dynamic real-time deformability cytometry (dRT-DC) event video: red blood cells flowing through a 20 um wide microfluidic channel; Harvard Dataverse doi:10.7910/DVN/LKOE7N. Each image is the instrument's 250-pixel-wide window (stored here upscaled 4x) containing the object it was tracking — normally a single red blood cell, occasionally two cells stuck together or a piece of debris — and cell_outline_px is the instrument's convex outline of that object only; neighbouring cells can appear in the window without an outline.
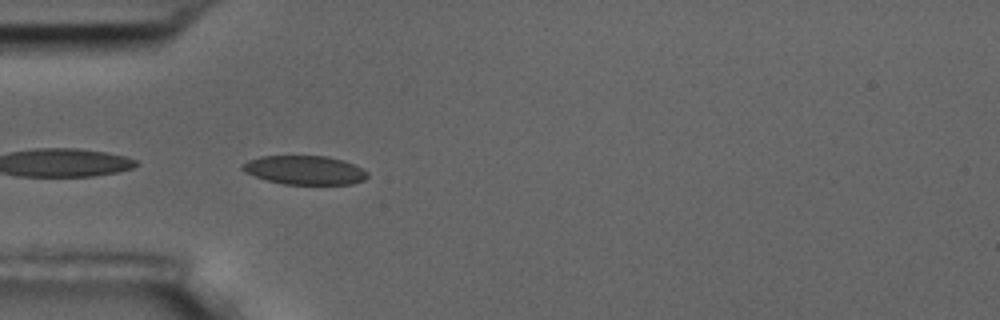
{"species": "common noctule bat (a hibernating species)", "species_latin": "Nyctalus noctula", "temperature_condition": "room temperature", "stored_images_in_passage": 40, "camera_frame_rate_fps": 3000, "um_per_image_px": 0.085, "animal": {"sex": "male", "body_mass_g": 17.5, "forearm_length_mm": 52.3}, "frame": {"image": 1, "passage_image": 1, "time_ms": 0.0, "image_size_px": [1000, 320], "cell_outline_px": [[368, 176], [364, 180], [352, 184], [284, 184], [268, 180], [244, 172], [240, 168], [240, 164], [248, 160], [260, 156], [328, 156], [344, 160], [368, 172]], "centroid_in_image_um": [25.88, 14.45], "position_along_channel_um": 59.1, "area_um2": 21.04}}
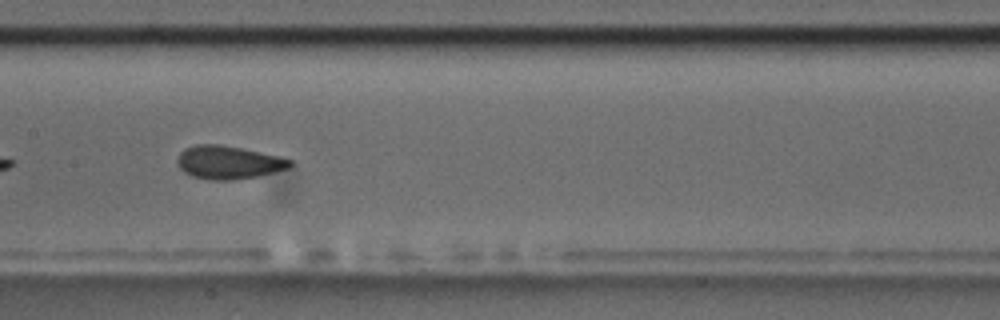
{"frame": {"image": 2, "passage_image": 12, "time_ms": 3.667, "image_size_px": [1000, 320], "cell_outline_px": [[292, 164], [288, 168], [256, 176], [228, 180], [212, 180], [192, 176], [184, 172], [180, 168], [176, 160], [180, 152], [184, 148], [196, 144], [220, 144], [280, 156], [292, 160]], "centroid_in_image_um": [19.38, 13.79], "position_along_channel_um": 188.0, "area_um2": 21.62}, "authors_computed_cell_mechanics": {"area_um2": 21.2993, "velocity_mm_per_s": 3.6113, "shape_relaxation_time_tau1_ms": 4.2342, "shape_relaxation_time_tau2_ms": 1.4046, "deformation_change_tau1": 0.1143, "deformation_change_tau2": 0.0522}}